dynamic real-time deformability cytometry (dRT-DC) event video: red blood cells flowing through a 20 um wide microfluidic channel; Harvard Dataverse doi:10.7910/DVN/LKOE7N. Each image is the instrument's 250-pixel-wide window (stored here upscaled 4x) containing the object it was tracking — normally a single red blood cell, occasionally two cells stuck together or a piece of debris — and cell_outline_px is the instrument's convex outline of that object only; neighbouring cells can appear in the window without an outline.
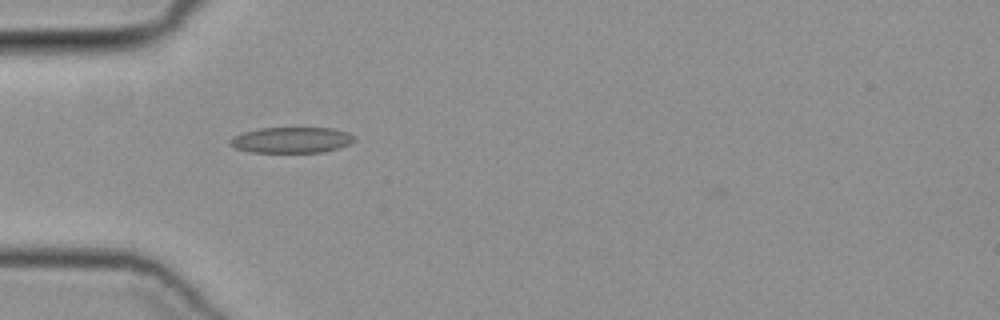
{"species": "common noctule bat (a hibernating species)", "species_latin": "Nyctalus noctula", "temperature_condition": "cold", "stored_images_in_passage": 36, "camera_frame_rate_fps": 3000, "um_per_image_px": 0.085, "animal": {"sex": "female", "body_mass_g": 19.3, "forearm_length_mm": 54.1}, "frame": {"image": 1, "passage_image": 2, "time_ms": 0.333, "image_size_px": [1000, 320], "cell_outline_px": [[356, 140], [348, 144], [324, 152], [252, 152], [236, 148], [228, 144], [228, 140], [232, 136], [244, 132], [260, 128], [332, 128], [348, 132], [356, 136]], "centroid_in_image_um": [24.77, 11.89], "position_along_channel_um": 60.2, "area_um2": 18.73}}
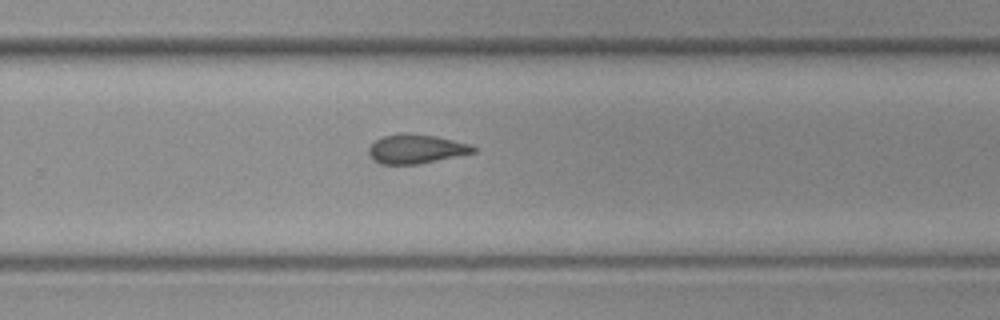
{"frame": {"image": 2, "passage_image": 19, "time_ms": 6.0, "image_size_px": [1000, 320], "cell_outline_px": [[476, 152], [416, 164], [380, 164], [368, 152], [368, 148], [380, 136], [400, 132], [408, 132], [436, 136], [472, 144], [476, 148]], "centroid_in_image_um": [35.37, 12.63], "position_along_channel_um": 294.4, "area_um2": 17.8}}
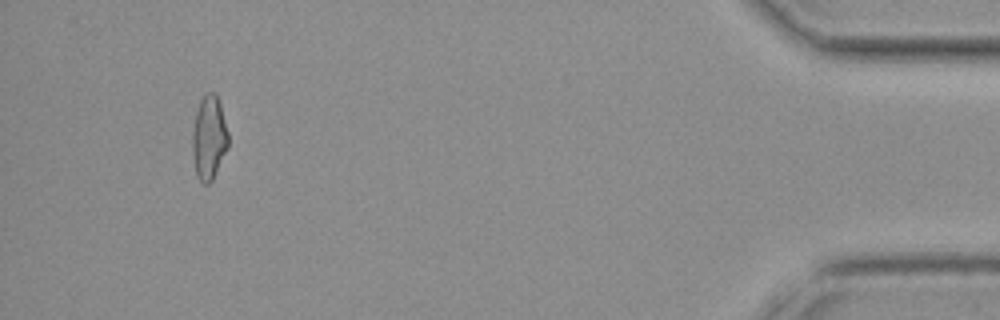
{"frame": {"image": 3, "passage_image": 33, "time_ms": 10.667, "image_size_px": [1000, 320], "cell_outline_px": [[228, 148], [212, 180], [208, 184], [204, 184], [196, 176], [192, 152], [192, 132], [196, 112], [200, 100], [208, 92], [216, 92], [220, 104], [228, 132]], "centroid_in_image_um": [17.76, 11.71], "position_along_channel_um": 417.4, "area_um2": 17.57}}